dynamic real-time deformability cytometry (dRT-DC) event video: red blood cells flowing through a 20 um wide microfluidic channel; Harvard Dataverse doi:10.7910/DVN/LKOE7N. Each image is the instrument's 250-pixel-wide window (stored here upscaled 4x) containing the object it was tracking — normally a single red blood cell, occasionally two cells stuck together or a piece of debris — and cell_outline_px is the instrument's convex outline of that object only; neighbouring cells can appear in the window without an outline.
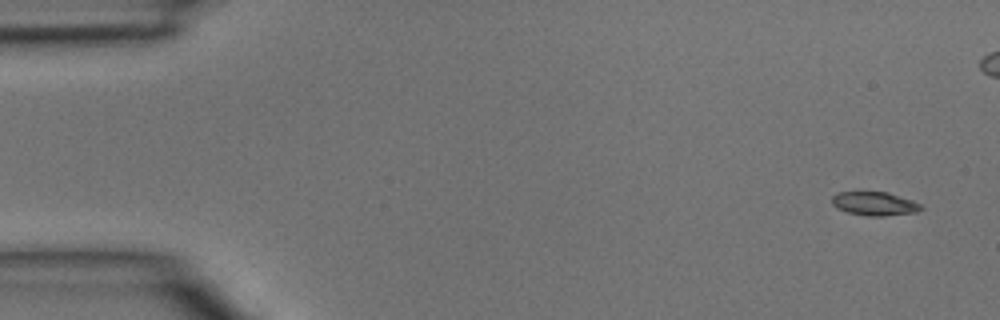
{"species": "common noctule bat (a hibernating species)", "species_latin": "Nyctalus noctula", "temperature_condition": "room temperature", "stored_images_in_passage": 5, "segment_of_instrument_passage": [2, 2], "camera_frame_rate_fps": 3000, "um_per_image_px": 0.085, "animal": {"sex": "male", "body_mass_g": 15.6}, "frame": {"image": 1, "passage_image": 5, "time_ms": 1.333, "image_size_px": [1000, 320], "cell_outline_px": [[924, 208], [916, 212], [884, 216], [868, 216], [848, 212], [836, 208], [832, 204], [832, 196], [836, 192], [856, 188], [888, 192], [912, 200], [920, 204]], "centroid_in_image_um": [74.25, 17.24], "position_along_channel_um": 10.7, "area_um2": 13.06}}